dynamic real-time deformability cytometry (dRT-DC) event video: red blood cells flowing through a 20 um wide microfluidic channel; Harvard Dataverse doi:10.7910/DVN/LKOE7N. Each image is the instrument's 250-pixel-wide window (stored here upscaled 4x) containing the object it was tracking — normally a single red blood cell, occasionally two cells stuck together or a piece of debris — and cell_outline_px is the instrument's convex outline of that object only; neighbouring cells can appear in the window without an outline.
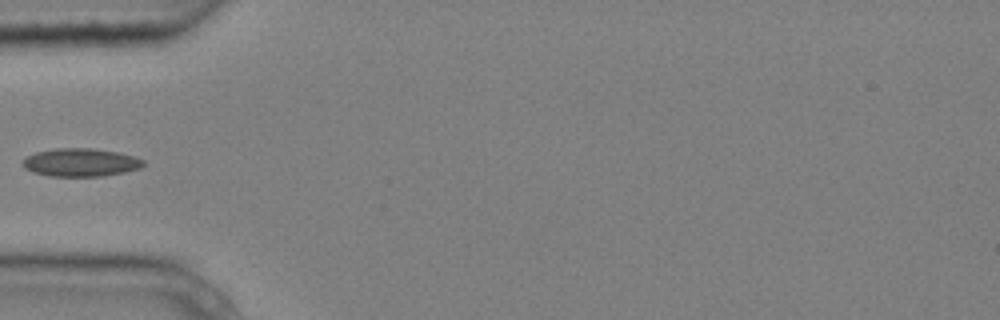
{"species": "common noctule bat (a hibernating species)", "species_latin": "Nyctalus noctula", "temperature_condition": "cold", "stored_images_in_passage": 6, "camera_frame_rate_fps": 3000, "um_per_image_px": 0.085, "animal": {"sex": "male", "body_mass_g": 20.4}, "frame": {"image": 1, "passage_image": 5, "time_ms": 1.333, "image_size_px": [1000, 320], "cell_outline_px": [[144, 164], [140, 168], [124, 172], [100, 176], [48, 176], [32, 172], [24, 168], [24, 160], [28, 156], [36, 152], [56, 148], [92, 148], [116, 152], [132, 156], [144, 160]], "centroid_in_image_um": [6.84, 13.81], "position_along_channel_um": 78.2, "area_um2": 19.54}}
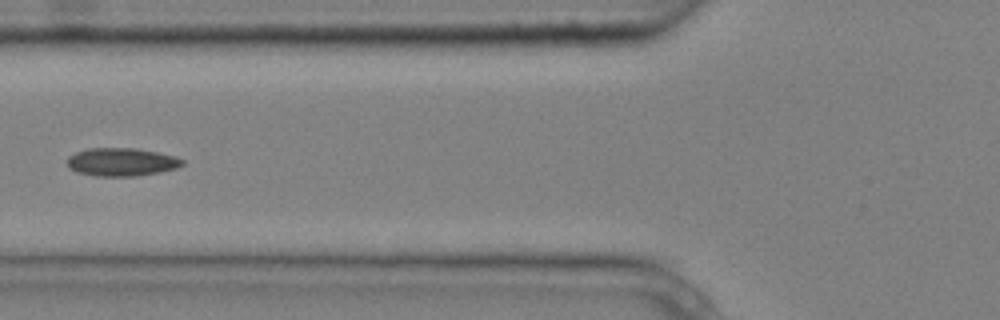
{"frame": {"image": 2, "passage_image": 6, "time_ms": 1.667, "image_size_px": [1000, 320], "cell_outline_px": [[184, 164], [176, 168], [136, 176], [96, 176], [76, 172], [68, 168], [68, 156], [76, 152], [88, 148], [136, 148], [176, 156], [184, 160]], "centroid_in_image_um": [10.31, 13.76], "position_along_channel_um": 115.5, "area_um2": 18.84}}